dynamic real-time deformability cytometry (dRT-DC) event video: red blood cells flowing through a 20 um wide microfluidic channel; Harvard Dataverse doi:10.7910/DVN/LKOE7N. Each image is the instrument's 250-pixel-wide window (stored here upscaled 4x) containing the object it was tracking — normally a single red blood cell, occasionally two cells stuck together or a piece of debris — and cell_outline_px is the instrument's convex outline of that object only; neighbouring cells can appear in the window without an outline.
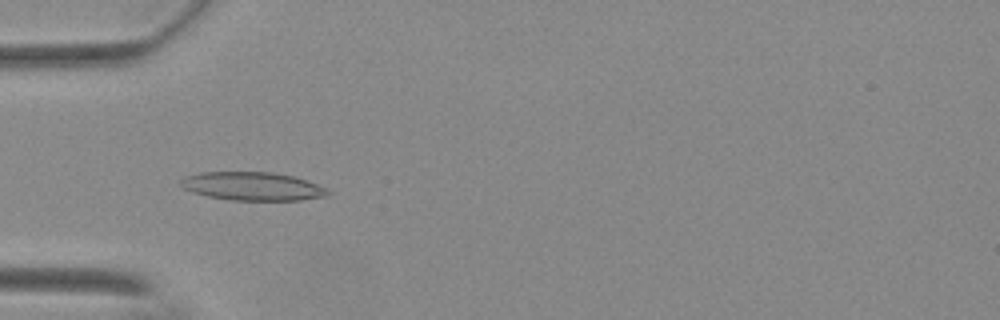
{"species": "Egyptian fruit bat (a non-hibernating species)", "species_latin": "Rousettus aegyptiacus", "temperature_condition": "warm", "stored_images_in_passage": 54, "camera_frame_rate_fps": 3000, "um_per_image_px": 0.085, "animal": {"sex": "female"}, "frame": {"image": 1, "passage_image": 17, "time_ms": 5.333, "image_size_px": [1000, 320], "cell_outline_px": [[332, 192], [328, 196], [300, 200], [232, 200], [208, 196], [192, 192], [184, 188], [180, 184], [180, 180], [188, 176], [200, 172], [272, 172], [292, 176], [328, 188]], "centroid_in_image_um": [21.49, 15.84], "position_along_channel_um": 63.5, "area_um2": 24.22}}
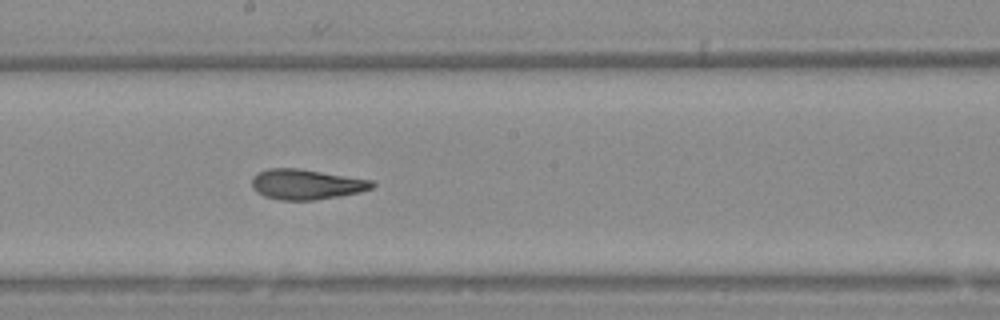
{"frame": {"image": 2, "passage_image": 30, "time_ms": 9.667, "image_size_px": [1000, 320], "cell_outline_px": [[376, 184], [372, 188], [360, 192], [340, 196], [312, 200], [280, 200], [264, 196], [252, 188], [252, 176], [256, 172], [268, 168], [300, 168], [372, 180]], "centroid_in_image_um": [26.01, 15.66], "position_along_channel_um": 222.2, "area_um2": 21.33}}
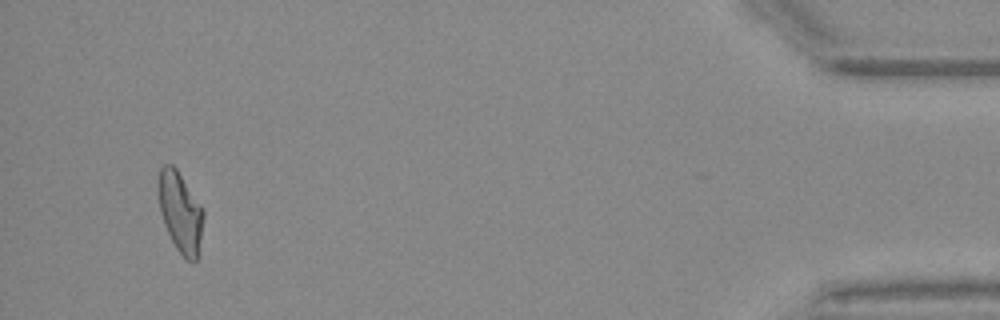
{"frame": {"image": 3, "passage_image": 52, "time_ms": 17.0, "image_size_px": [1000, 320], "cell_outline_px": [[204, 216], [200, 256], [196, 260], [188, 260], [176, 248], [164, 224], [160, 212], [156, 188], [156, 184], [160, 168], [164, 164], [172, 164], [176, 168], [200, 204], [204, 212]], "centroid_in_image_um": [15.32, 18.02], "position_along_channel_um": 419.9, "area_um2": 21.44}, "authors_computed_cell_mechanics": {"area_um2": 21.5305, "velocity_mm_per_s": 3.7028, "shape_relaxation_time_tau1_ms": 7.8874, "shape_relaxation_time_tau2_ms": 1.3319, "deformation_change_tau1": 0.258, "deformation_change_tau2": 0.0933}}